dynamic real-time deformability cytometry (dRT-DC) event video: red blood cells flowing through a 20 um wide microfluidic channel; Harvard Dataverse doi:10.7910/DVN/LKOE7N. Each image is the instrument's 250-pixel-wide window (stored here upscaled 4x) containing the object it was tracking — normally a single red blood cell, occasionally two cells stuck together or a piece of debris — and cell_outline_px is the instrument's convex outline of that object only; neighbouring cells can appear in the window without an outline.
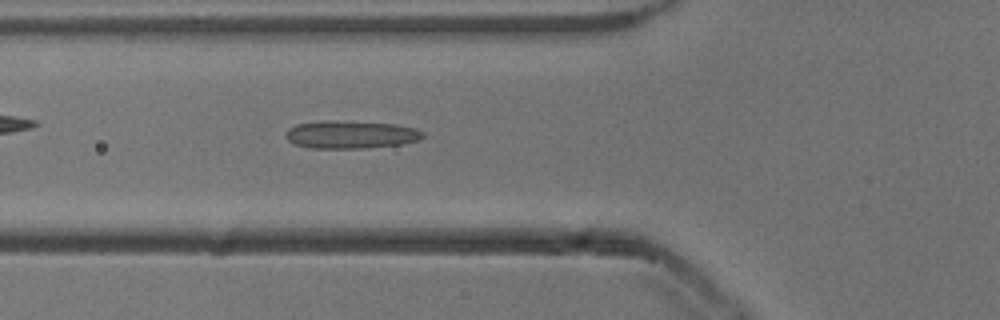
{"species": "common noctule bat (a hibernating species)", "species_latin": "Nyctalus noctula", "temperature_condition": "cold", "stored_images_in_passage": 52, "camera_frame_rate_fps": 3000, "um_per_image_px": 0.085, "animal": {"sex": "male", "body_mass_g": 13.3}, "frame": {"image": 1, "passage_image": 18, "time_ms": 5.667, "image_size_px": [1000, 320], "cell_outline_px": [[424, 136], [420, 140], [400, 144], [368, 148], [308, 148], [292, 144], [284, 136], [284, 132], [288, 128], [296, 124], [324, 120], [332, 120], [396, 124], [416, 128], [424, 132]], "centroid_in_image_um": [29.77, 11.44], "position_along_channel_um": 96.0, "area_um2": 22.6}}
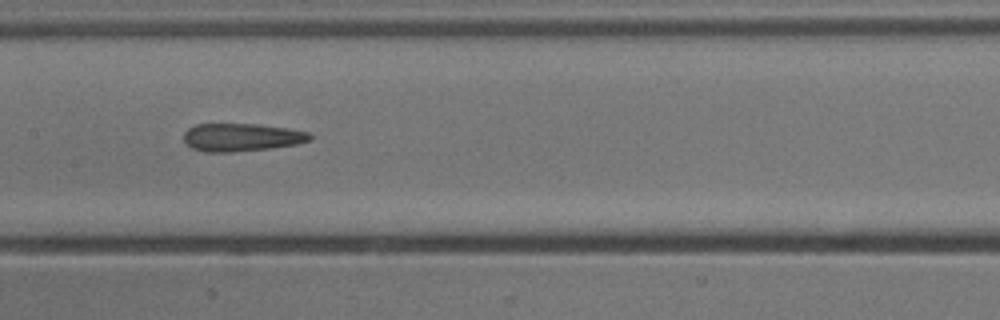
{"frame": {"image": 2, "passage_image": 25, "time_ms": 8.0, "image_size_px": [1000, 320], "cell_outline_px": [[312, 140], [296, 144], [272, 148], [232, 152], [204, 152], [192, 148], [184, 140], [184, 132], [188, 128], [196, 124], [256, 124], [288, 128], [308, 132], [312, 136]], "centroid_in_image_um": [20.54, 11.67], "position_along_channel_um": 186.9, "area_um2": 20.58}}
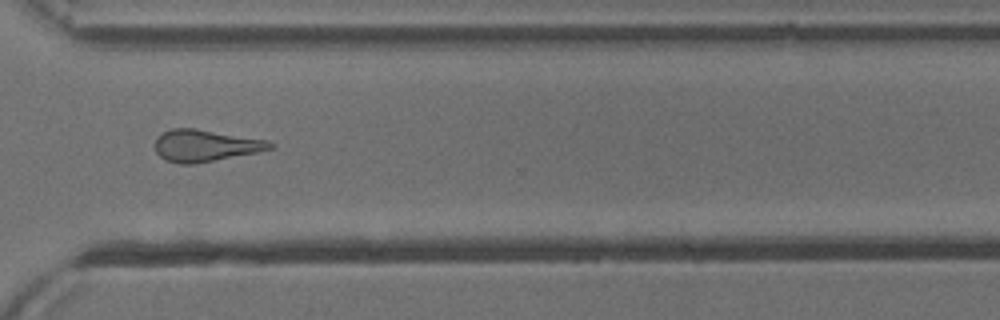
{"frame": {"image": 3, "passage_image": 38, "time_ms": 12.333, "image_size_px": [1000, 320], "cell_outline_px": [[276, 148], [196, 164], [180, 164], [164, 160], [156, 152], [156, 136], [172, 128], [196, 128], [268, 140], [276, 144]], "centroid_in_image_um": [17.47, 12.37], "position_along_channel_um": 353.1, "area_um2": 21.5}, "authors_computed_cell_mechanics": {"area_um2": 21.3571, "velocity_mm_per_s": 3.8549, "shape_relaxation_time_tau1_ms": null, "shape_relaxation_time_tau2_ms": 8.0729, "deformation_change_tau1": null, "deformation_change_tau2": 0.2448}}